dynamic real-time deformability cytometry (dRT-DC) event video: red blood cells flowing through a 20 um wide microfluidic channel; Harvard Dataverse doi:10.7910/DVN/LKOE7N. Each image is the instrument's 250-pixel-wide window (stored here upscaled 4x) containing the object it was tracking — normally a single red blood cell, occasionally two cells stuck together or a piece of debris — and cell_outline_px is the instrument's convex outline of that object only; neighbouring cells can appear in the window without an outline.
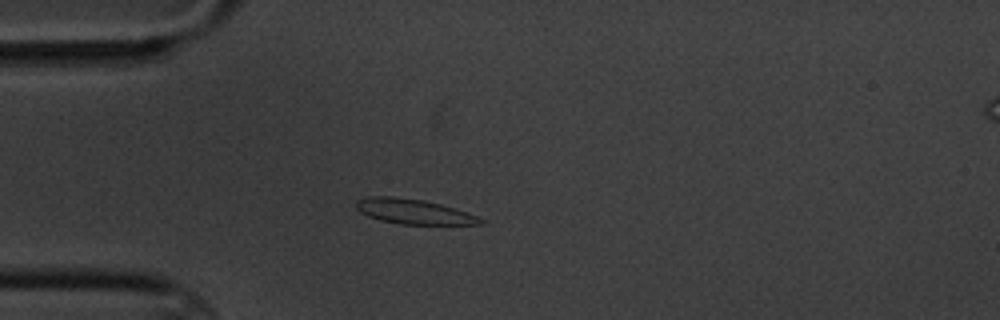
{"species": "common noctule bat (a hibernating species)", "species_latin": "Nyctalus noctula", "temperature_condition": "cold", "stored_images_in_passage": 4, "camera_frame_rate_fps": 3000, "um_per_image_px": 0.085, "animal": {"sex": "male", "body_mass_g": 20.1, "forearm_length_mm": 53.5}, "frame": {"image": 1, "passage_image": 4, "time_ms": 3.333, "image_size_px": [1000, 320], "cell_outline_px": [[484, 224], [400, 224], [380, 220], [368, 216], [360, 212], [356, 208], [356, 200], [368, 196], [392, 196], [424, 200], [440, 204], [476, 216], [484, 220]], "centroid_in_image_um": [35.09, 17.97], "position_along_channel_um": 49.9, "area_um2": 17.86}}